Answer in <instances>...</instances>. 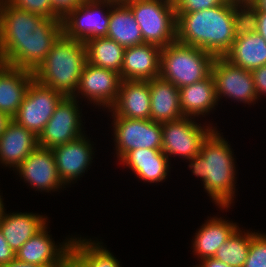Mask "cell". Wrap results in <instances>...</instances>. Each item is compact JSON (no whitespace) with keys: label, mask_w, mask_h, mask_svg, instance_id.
Instances as JSON below:
<instances>
[{"label":"cell","mask_w":266,"mask_h":267,"mask_svg":"<svg viewBox=\"0 0 266 267\" xmlns=\"http://www.w3.org/2000/svg\"><path fill=\"white\" fill-rule=\"evenodd\" d=\"M149 88L152 121L163 123L184 117L179 89L175 85L159 76L149 80Z\"/></svg>","instance_id":"cell-22"},{"label":"cell","mask_w":266,"mask_h":267,"mask_svg":"<svg viewBox=\"0 0 266 267\" xmlns=\"http://www.w3.org/2000/svg\"><path fill=\"white\" fill-rule=\"evenodd\" d=\"M106 37L125 48L144 44L139 25L125 2H115L112 5Z\"/></svg>","instance_id":"cell-27"},{"label":"cell","mask_w":266,"mask_h":267,"mask_svg":"<svg viewBox=\"0 0 266 267\" xmlns=\"http://www.w3.org/2000/svg\"><path fill=\"white\" fill-rule=\"evenodd\" d=\"M89 64L121 73L125 47L107 37H96L85 42Z\"/></svg>","instance_id":"cell-30"},{"label":"cell","mask_w":266,"mask_h":267,"mask_svg":"<svg viewBox=\"0 0 266 267\" xmlns=\"http://www.w3.org/2000/svg\"><path fill=\"white\" fill-rule=\"evenodd\" d=\"M266 41V12L257 11V31Z\"/></svg>","instance_id":"cell-39"},{"label":"cell","mask_w":266,"mask_h":267,"mask_svg":"<svg viewBox=\"0 0 266 267\" xmlns=\"http://www.w3.org/2000/svg\"><path fill=\"white\" fill-rule=\"evenodd\" d=\"M117 160L127 152L139 149L162 150V128L160 122L151 119H132L112 116Z\"/></svg>","instance_id":"cell-10"},{"label":"cell","mask_w":266,"mask_h":267,"mask_svg":"<svg viewBox=\"0 0 266 267\" xmlns=\"http://www.w3.org/2000/svg\"><path fill=\"white\" fill-rule=\"evenodd\" d=\"M199 263V267H231L230 265L214 258V257H208V258H204Z\"/></svg>","instance_id":"cell-40"},{"label":"cell","mask_w":266,"mask_h":267,"mask_svg":"<svg viewBox=\"0 0 266 267\" xmlns=\"http://www.w3.org/2000/svg\"><path fill=\"white\" fill-rule=\"evenodd\" d=\"M180 107L185 117H198L210 113L218 101L215 93V84L212 75L193 83L191 85L179 88Z\"/></svg>","instance_id":"cell-24"},{"label":"cell","mask_w":266,"mask_h":267,"mask_svg":"<svg viewBox=\"0 0 266 267\" xmlns=\"http://www.w3.org/2000/svg\"><path fill=\"white\" fill-rule=\"evenodd\" d=\"M1 267H46L41 265H35V264H29L27 262L18 260L16 257L9 261L7 264L1 266Z\"/></svg>","instance_id":"cell-41"},{"label":"cell","mask_w":266,"mask_h":267,"mask_svg":"<svg viewBox=\"0 0 266 267\" xmlns=\"http://www.w3.org/2000/svg\"><path fill=\"white\" fill-rule=\"evenodd\" d=\"M109 112L112 116L151 119L149 81L122 80L117 100Z\"/></svg>","instance_id":"cell-18"},{"label":"cell","mask_w":266,"mask_h":267,"mask_svg":"<svg viewBox=\"0 0 266 267\" xmlns=\"http://www.w3.org/2000/svg\"><path fill=\"white\" fill-rule=\"evenodd\" d=\"M176 11V17L181 12H196L221 5L226 0H172Z\"/></svg>","instance_id":"cell-35"},{"label":"cell","mask_w":266,"mask_h":267,"mask_svg":"<svg viewBox=\"0 0 266 267\" xmlns=\"http://www.w3.org/2000/svg\"><path fill=\"white\" fill-rule=\"evenodd\" d=\"M223 57L235 66L255 70L266 64V41L257 32L237 37Z\"/></svg>","instance_id":"cell-26"},{"label":"cell","mask_w":266,"mask_h":267,"mask_svg":"<svg viewBox=\"0 0 266 267\" xmlns=\"http://www.w3.org/2000/svg\"><path fill=\"white\" fill-rule=\"evenodd\" d=\"M121 81V76L116 71L87 63L81 72L74 97L81 94L94 105L110 109L117 100Z\"/></svg>","instance_id":"cell-14"},{"label":"cell","mask_w":266,"mask_h":267,"mask_svg":"<svg viewBox=\"0 0 266 267\" xmlns=\"http://www.w3.org/2000/svg\"><path fill=\"white\" fill-rule=\"evenodd\" d=\"M84 134L77 140L58 145L52 148L56 161L57 172L65 185L71 184L77 178L80 179L85 170L89 168L93 160V147L90 140Z\"/></svg>","instance_id":"cell-16"},{"label":"cell","mask_w":266,"mask_h":267,"mask_svg":"<svg viewBox=\"0 0 266 267\" xmlns=\"http://www.w3.org/2000/svg\"><path fill=\"white\" fill-rule=\"evenodd\" d=\"M38 146V137L11 120L0 136V163L16 169Z\"/></svg>","instance_id":"cell-19"},{"label":"cell","mask_w":266,"mask_h":267,"mask_svg":"<svg viewBox=\"0 0 266 267\" xmlns=\"http://www.w3.org/2000/svg\"><path fill=\"white\" fill-rule=\"evenodd\" d=\"M136 19L144 43L160 47L176 41V11L172 0H129L125 2Z\"/></svg>","instance_id":"cell-6"},{"label":"cell","mask_w":266,"mask_h":267,"mask_svg":"<svg viewBox=\"0 0 266 267\" xmlns=\"http://www.w3.org/2000/svg\"><path fill=\"white\" fill-rule=\"evenodd\" d=\"M211 75L218 102L226 97L250 105L259 99L251 71L233 65L224 57L214 59Z\"/></svg>","instance_id":"cell-12"},{"label":"cell","mask_w":266,"mask_h":267,"mask_svg":"<svg viewBox=\"0 0 266 267\" xmlns=\"http://www.w3.org/2000/svg\"><path fill=\"white\" fill-rule=\"evenodd\" d=\"M113 2H126V1H129V0H111Z\"/></svg>","instance_id":"cell-46"},{"label":"cell","mask_w":266,"mask_h":267,"mask_svg":"<svg viewBox=\"0 0 266 267\" xmlns=\"http://www.w3.org/2000/svg\"><path fill=\"white\" fill-rule=\"evenodd\" d=\"M15 7L44 18L61 19L53 10L50 0H6Z\"/></svg>","instance_id":"cell-34"},{"label":"cell","mask_w":266,"mask_h":267,"mask_svg":"<svg viewBox=\"0 0 266 267\" xmlns=\"http://www.w3.org/2000/svg\"><path fill=\"white\" fill-rule=\"evenodd\" d=\"M44 17L0 1V38H26Z\"/></svg>","instance_id":"cell-29"},{"label":"cell","mask_w":266,"mask_h":267,"mask_svg":"<svg viewBox=\"0 0 266 267\" xmlns=\"http://www.w3.org/2000/svg\"><path fill=\"white\" fill-rule=\"evenodd\" d=\"M12 120L8 115L5 113L0 112V136L4 132L8 123Z\"/></svg>","instance_id":"cell-42"},{"label":"cell","mask_w":266,"mask_h":267,"mask_svg":"<svg viewBox=\"0 0 266 267\" xmlns=\"http://www.w3.org/2000/svg\"><path fill=\"white\" fill-rule=\"evenodd\" d=\"M15 258V251L8 245L0 230V267Z\"/></svg>","instance_id":"cell-38"},{"label":"cell","mask_w":266,"mask_h":267,"mask_svg":"<svg viewBox=\"0 0 266 267\" xmlns=\"http://www.w3.org/2000/svg\"><path fill=\"white\" fill-rule=\"evenodd\" d=\"M119 263L103 242L73 238L69 267H121Z\"/></svg>","instance_id":"cell-28"},{"label":"cell","mask_w":266,"mask_h":267,"mask_svg":"<svg viewBox=\"0 0 266 267\" xmlns=\"http://www.w3.org/2000/svg\"><path fill=\"white\" fill-rule=\"evenodd\" d=\"M255 89L257 92V97L266 94V64L251 71Z\"/></svg>","instance_id":"cell-37"},{"label":"cell","mask_w":266,"mask_h":267,"mask_svg":"<svg viewBox=\"0 0 266 267\" xmlns=\"http://www.w3.org/2000/svg\"><path fill=\"white\" fill-rule=\"evenodd\" d=\"M63 97L60 91L44 86L33 79L12 120L38 137Z\"/></svg>","instance_id":"cell-9"},{"label":"cell","mask_w":266,"mask_h":267,"mask_svg":"<svg viewBox=\"0 0 266 267\" xmlns=\"http://www.w3.org/2000/svg\"><path fill=\"white\" fill-rule=\"evenodd\" d=\"M162 151L169 158L172 155L191 159L200 153L207 137L217 128L201 126L193 117H182L178 120L161 123Z\"/></svg>","instance_id":"cell-8"},{"label":"cell","mask_w":266,"mask_h":267,"mask_svg":"<svg viewBox=\"0 0 266 267\" xmlns=\"http://www.w3.org/2000/svg\"><path fill=\"white\" fill-rule=\"evenodd\" d=\"M33 79L29 70L0 63V112L13 118Z\"/></svg>","instance_id":"cell-20"},{"label":"cell","mask_w":266,"mask_h":267,"mask_svg":"<svg viewBox=\"0 0 266 267\" xmlns=\"http://www.w3.org/2000/svg\"><path fill=\"white\" fill-rule=\"evenodd\" d=\"M19 177L36 191H57L66 186L60 179L51 149L37 146L16 168Z\"/></svg>","instance_id":"cell-15"},{"label":"cell","mask_w":266,"mask_h":267,"mask_svg":"<svg viewBox=\"0 0 266 267\" xmlns=\"http://www.w3.org/2000/svg\"><path fill=\"white\" fill-rule=\"evenodd\" d=\"M224 220L222 217H212L195 233L193 252L198 259L214 257L217 249L227 241L232 233L239 227L236 223Z\"/></svg>","instance_id":"cell-25"},{"label":"cell","mask_w":266,"mask_h":267,"mask_svg":"<svg viewBox=\"0 0 266 267\" xmlns=\"http://www.w3.org/2000/svg\"><path fill=\"white\" fill-rule=\"evenodd\" d=\"M111 0H84L62 19V32L71 39L86 42L106 37L110 20ZM107 7V12L103 11Z\"/></svg>","instance_id":"cell-7"},{"label":"cell","mask_w":266,"mask_h":267,"mask_svg":"<svg viewBox=\"0 0 266 267\" xmlns=\"http://www.w3.org/2000/svg\"><path fill=\"white\" fill-rule=\"evenodd\" d=\"M233 26L235 38L257 31V9L252 3L233 2Z\"/></svg>","instance_id":"cell-32"},{"label":"cell","mask_w":266,"mask_h":267,"mask_svg":"<svg viewBox=\"0 0 266 267\" xmlns=\"http://www.w3.org/2000/svg\"><path fill=\"white\" fill-rule=\"evenodd\" d=\"M162 47L144 43L126 47L121 68L122 80L149 81L160 76Z\"/></svg>","instance_id":"cell-17"},{"label":"cell","mask_w":266,"mask_h":267,"mask_svg":"<svg viewBox=\"0 0 266 267\" xmlns=\"http://www.w3.org/2000/svg\"><path fill=\"white\" fill-rule=\"evenodd\" d=\"M251 242V231H242L238 227L216 251L214 258L230 265L243 267Z\"/></svg>","instance_id":"cell-31"},{"label":"cell","mask_w":266,"mask_h":267,"mask_svg":"<svg viewBox=\"0 0 266 267\" xmlns=\"http://www.w3.org/2000/svg\"><path fill=\"white\" fill-rule=\"evenodd\" d=\"M62 33V19L44 18L26 38H0V63L34 72Z\"/></svg>","instance_id":"cell-4"},{"label":"cell","mask_w":266,"mask_h":267,"mask_svg":"<svg viewBox=\"0 0 266 267\" xmlns=\"http://www.w3.org/2000/svg\"><path fill=\"white\" fill-rule=\"evenodd\" d=\"M87 63L85 43L68 38L62 33L53 43L44 61L33 72L34 79L44 86L60 91L64 96H74L81 72Z\"/></svg>","instance_id":"cell-3"},{"label":"cell","mask_w":266,"mask_h":267,"mask_svg":"<svg viewBox=\"0 0 266 267\" xmlns=\"http://www.w3.org/2000/svg\"><path fill=\"white\" fill-rule=\"evenodd\" d=\"M236 3H253L254 0H231Z\"/></svg>","instance_id":"cell-45"},{"label":"cell","mask_w":266,"mask_h":267,"mask_svg":"<svg viewBox=\"0 0 266 267\" xmlns=\"http://www.w3.org/2000/svg\"><path fill=\"white\" fill-rule=\"evenodd\" d=\"M243 267H266V235L251 232V242Z\"/></svg>","instance_id":"cell-33"},{"label":"cell","mask_w":266,"mask_h":267,"mask_svg":"<svg viewBox=\"0 0 266 267\" xmlns=\"http://www.w3.org/2000/svg\"><path fill=\"white\" fill-rule=\"evenodd\" d=\"M215 58L205 50L176 40L162 47L160 77L178 89L191 85L211 75Z\"/></svg>","instance_id":"cell-5"},{"label":"cell","mask_w":266,"mask_h":267,"mask_svg":"<svg viewBox=\"0 0 266 267\" xmlns=\"http://www.w3.org/2000/svg\"><path fill=\"white\" fill-rule=\"evenodd\" d=\"M78 99L64 96L53 115L38 136V146L52 149L83 136ZM79 107V108H78Z\"/></svg>","instance_id":"cell-11"},{"label":"cell","mask_w":266,"mask_h":267,"mask_svg":"<svg viewBox=\"0 0 266 267\" xmlns=\"http://www.w3.org/2000/svg\"><path fill=\"white\" fill-rule=\"evenodd\" d=\"M47 228L48 224L28 239L15 252V257L29 264L46 267H69L70 247L73 238L71 237L57 245L48 234Z\"/></svg>","instance_id":"cell-13"},{"label":"cell","mask_w":266,"mask_h":267,"mask_svg":"<svg viewBox=\"0 0 266 267\" xmlns=\"http://www.w3.org/2000/svg\"><path fill=\"white\" fill-rule=\"evenodd\" d=\"M47 217L34 213H3L0 230L8 245L16 252L47 224Z\"/></svg>","instance_id":"cell-23"},{"label":"cell","mask_w":266,"mask_h":267,"mask_svg":"<svg viewBox=\"0 0 266 267\" xmlns=\"http://www.w3.org/2000/svg\"><path fill=\"white\" fill-rule=\"evenodd\" d=\"M257 11L266 12V0H254L252 3Z\"/></svg>","instance_id":"cell-43"},{"label":"cell","mask_w":266,"mask_h":267,"mask_svg":"<svg viewBox=\"0 0 266 267\" xmlns=\"http://www.w3.org/2000/svg\"><path fill=\"white\" fill-rule=\"evenodd\" d=\"M4 212H5V208H4L3 200H2L1 195H0V220H1Z\"/></svg>","instance_id":"cell-44"},{"label":"cell","mask_w":266,"mask_h":267,"mask_svg":"<svg viewBox=\"0 0 266 267\" xmlns=\"http://www.w3.org/2000/svg\"><path fill=\"white\" fill-rule=\"evenodd\" d=\"M138 178L149 183L162 182L167 178L170 161L162 150L139 148L127 152L121 159Z\"/></svg>","instance_id":"cell-21"},{"label":"cell","mask_w":266,"mask_h":267,"mask_svg":"<svg viewBox=\"0 0 266 267\" xmlns=\"http://www.w3.org/2000/svg\"><path fill=\"white\" fill-rule=\"evenodd\" d=\"M231 146L218 130L204 141L200 153L188 159L192 173L203 181V188L221 209L230 208L235 196L236 166Z\"/></svg>","instance_id":"cell-2"},{"label":"cell","mask_w":266,"mask_h":267,"mask_svg":"<svg viewBox=\"0 0 266 267\" xmlns=\"http://www.w3.org/2000/svg\"><path fill=\"white\" fill-rule=\"evenodd\" d=\"M54 12L63 19L71 10L84 2V0H50Z\"/></svg>","instance_id":"cell-36"},{"label":"cell","mask_w":266,"mask_h":267,"mask_svg":"<svg viewBox=\"0 0 266 267\" xmlns=\"http://www.w3.org/2000/svg\"><path fill=\"white\" fill-rule=\"evenodd\" d=\"M233 26V2L196 11L181 12L177 16L176 40L223 57L235 40Z\"/></svg>","instance_id":"cell-1"}]
</instances>
